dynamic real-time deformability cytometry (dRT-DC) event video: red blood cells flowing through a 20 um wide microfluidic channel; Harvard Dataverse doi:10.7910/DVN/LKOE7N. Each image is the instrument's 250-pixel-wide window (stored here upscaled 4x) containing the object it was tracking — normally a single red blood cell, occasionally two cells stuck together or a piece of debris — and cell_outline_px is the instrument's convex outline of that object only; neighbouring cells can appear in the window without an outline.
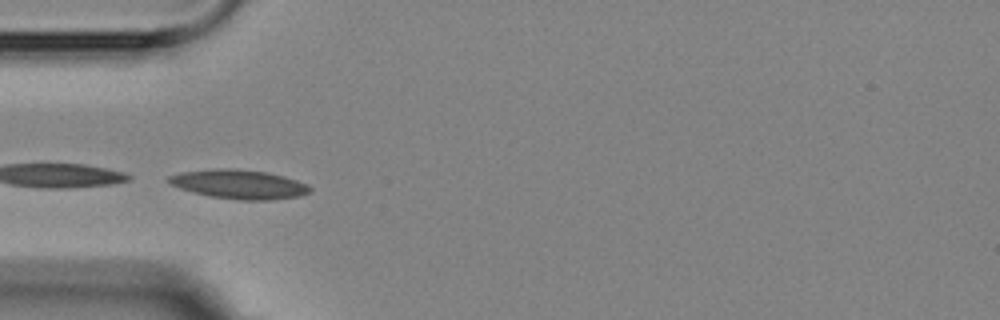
{"species": "Egyptian fruit bat (a non-hibernating species)", "species_latin": "Rousettus aegyptiacus", "temperature_condition": "room temperature", "stored_images_in_passage": 14, "camera_frame_rate_fps": 3000, "um_per_image_px": 0.085, "animal": {"sex": "female"}, "frame": {"image": 1, "passage_image": 3, "time_ms": 2.333, "image_size_px": [1000, 320], "cell_outline_px": [[312, 192], [300, 196], [268, 200], [240, 200], [208, 196], [180, 188], [168, 184], [164, 180], [168, 176], [180, 172], [212, 168], [236, 168], [268, 172], [284, 176], [308, 184], [312, 188]], "centroid_in_image_um": [20.3, 15.65], "position_along_channel_um": 64.7, "area_um2": 24.39}}
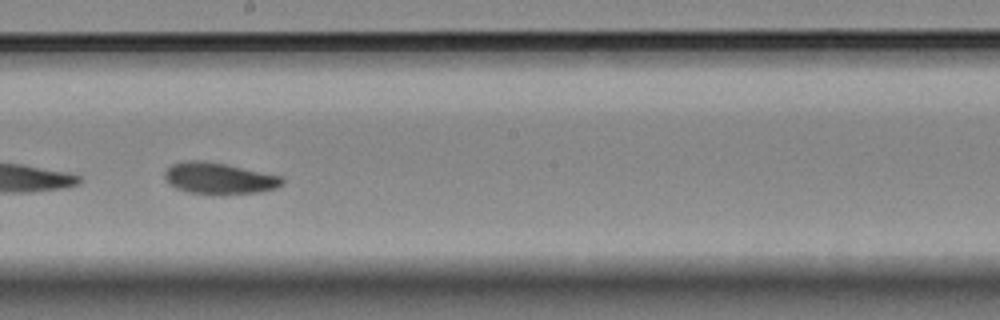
{"frame": {"image": 2, "passage_image": 7, "time_ms": 7.0, "image_size_px": [1000, 320], "cell_outline_px": [[284, 184], [276, 188], [260, 192], [220, 196], [212, 196], [188, 192], [176, 188], [168, 184], [164, 176], [164, 172], [172, 164], [184, 160], [200, 160], [224, 164], [284, 176]], "centroid_in_image_um": [18.63, 15.19], "position_along_channel_um": 229.6, "area_um2": 22.14}}
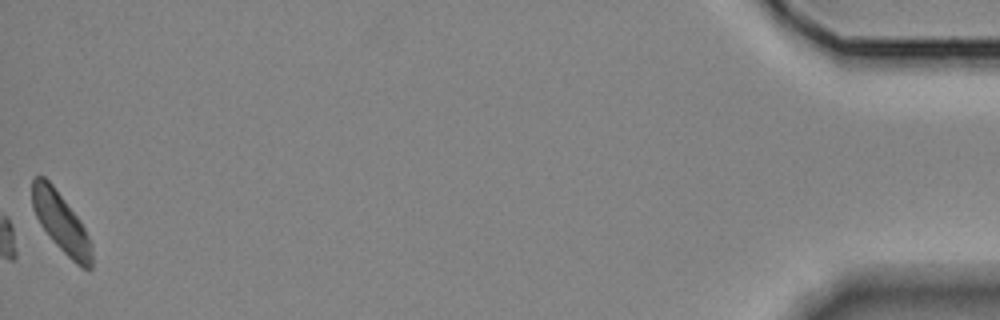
{"frame": {"image": 3, "passage_image": 14, "time_ms": 15.333, "image_size_px": [1000, 320], "cell_outline_px": [[92, 268], [88, 272], [80, 268], [52, 240], [40, 224], [32, 208], [32, 180], [36, 176], [44, 176], [52, 184], [80, 220], [92, 244]], "centroid_in_image_um": [5.21, 18.95], "position_along_channel_um": 430.0, "area_um2": 20.69}, "authors_computed_cell_mechanics": {"area_um2": 21.675, "velocity_mm_per_s": 3.5448, "shape_relaxation_time_tau1_ms": 1.4673, "shape_relaxation_time_tau2_ms": 8.1107, "deformation_change_tau1": 0.0643, "deformation_change_tau2": 0.1057}}